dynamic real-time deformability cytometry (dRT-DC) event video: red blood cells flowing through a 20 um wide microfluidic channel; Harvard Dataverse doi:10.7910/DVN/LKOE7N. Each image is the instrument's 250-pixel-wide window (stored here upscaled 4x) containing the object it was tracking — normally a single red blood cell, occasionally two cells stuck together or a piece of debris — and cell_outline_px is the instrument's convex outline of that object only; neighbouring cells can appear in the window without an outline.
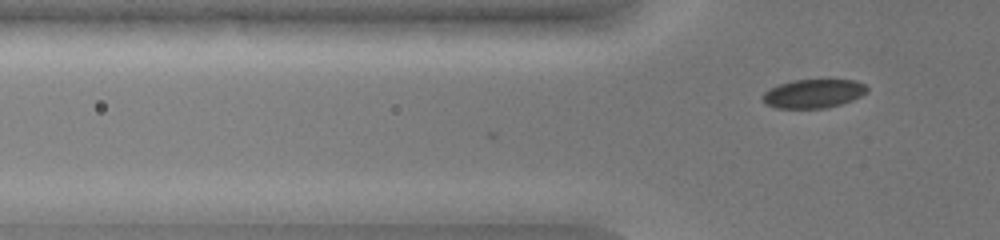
{"species": "common noctule bat (a hibernating species)", "species_latin": "Nyctalus noctula", "temperature_condition": "warm", "stored_images_in_passage": 3, "camera_frame_rate_fps": 3000, "um_per_image_px": 0.085, "animal": {"sex": "female", "body_mass_g": 19.0, "forearm_length_mm": 51.5}, "frame": {"image": 1, "passage_image": 3, "time_ms": 0.667, "image_size_px": [1000, 240], "cell_outline_px": [[868, 92], [852, 100], [828, 108], [776, 108], [764, 104], [760, 96], [764, 92], [780, 84], [792, 80], [856, 80], [864, 84], [868, 88]], "centroid_in_image_um": [69.12, 7.96], "position_along_channel_um": 56.7, "area_um2": 17.57}}